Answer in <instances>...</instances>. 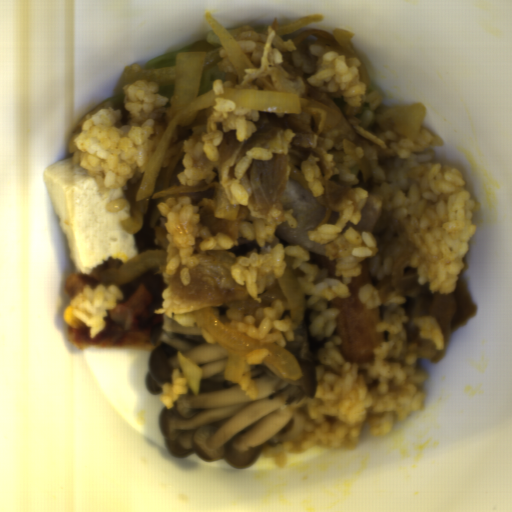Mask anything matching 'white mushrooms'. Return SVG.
<instances>
[{
  "label": "white mushrooms",
  "instance_id": "1",
  "mask_svg": "<svg viewBox=\"0 0 512 512\" xmlns=\"http://www.w3.org/2000/svg\"><path fill=\"white\" fill-rule=\"evenodd\" d=\"M152 327L154 345L145 376L147 392L161 394L173 382L180 365L178 352L201 370L197 394L188 389L164 407L159 426L164 444L176 458L197 454L203 462L226 460L235 469L249 466L262 444L287 427L291 405L317 393L318 376L311 335L306 323L296 322L294 335L282 347L291 352L302 373L286 378L264 361L251 364L248 374L258 388L251 400L238 379L226 380L227 350L197 323L185 326L168 315Z\"/></svg>",
  "mask_w": 512,
  "mask_h": 512
}]
</instances>
